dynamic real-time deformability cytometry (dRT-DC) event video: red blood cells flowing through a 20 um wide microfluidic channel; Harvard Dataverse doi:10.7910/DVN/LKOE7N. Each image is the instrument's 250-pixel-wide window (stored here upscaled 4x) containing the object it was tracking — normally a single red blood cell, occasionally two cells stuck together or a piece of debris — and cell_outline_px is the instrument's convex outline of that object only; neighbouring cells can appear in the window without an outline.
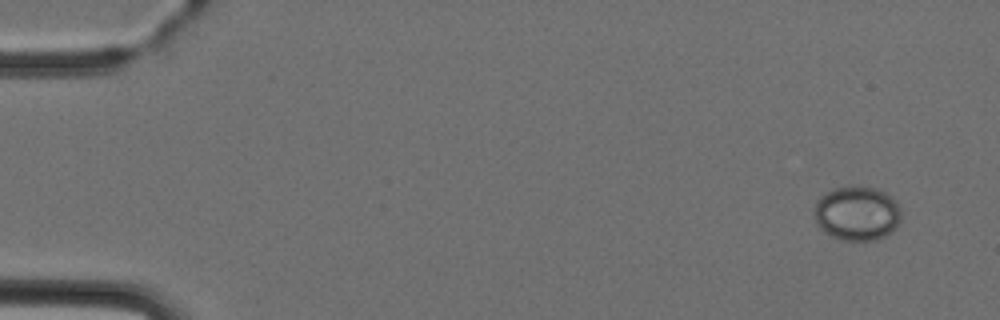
{"species": "Egyptian fruit bat (a non-hibernating species)", "species_latin": "Rousettus aegyptiacus", "temperature_condition": "cold", "stored_images_in_passage": 4, "camera_frame_rate_fps": 3000, "um_per_image_px": 0.085, "animal": {"sex": "female"}, "frame": {"image": 1, "passage_image": 1, "time_ms": 0.0, "image_size_px": [1000, 320], "cell_outline_px": [[900, 220], [896, 228], [884, 236], [872, 240], [844, 240], [832, 236], [824, 232], [816, 224], [816, 200], [824, 192], [832, 188], [876, 188], [884, 192], [896, 200], [900, 208]], "centroid_in_image_um": [72.85, 18.14], "position_along_channel_um": 12.2, "area_um2": 27.17}}
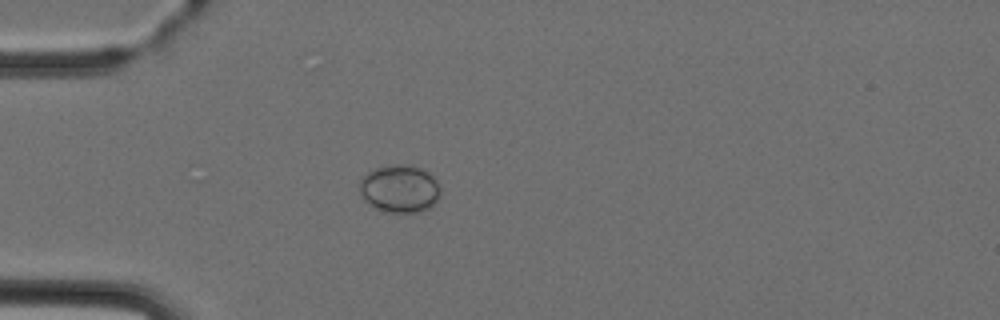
{"frame": {"image": 2, "passage_image": 4, "time_ms": 3.667, "image_size_px": [1000, 320], "cell_outline_px": [[440, 196], [432, 208], [420, 212], [384, 212], [376, 208], [364, 200], [360, 192], [360, 180], [368, 172], [376, 168], [392, 164], [400, 164], [424, 168], [440, 184]], "centroid_in_image_um": [34.01, 16.05], "position_along_channel_um": 51.0, "area_um2": 22.72}}